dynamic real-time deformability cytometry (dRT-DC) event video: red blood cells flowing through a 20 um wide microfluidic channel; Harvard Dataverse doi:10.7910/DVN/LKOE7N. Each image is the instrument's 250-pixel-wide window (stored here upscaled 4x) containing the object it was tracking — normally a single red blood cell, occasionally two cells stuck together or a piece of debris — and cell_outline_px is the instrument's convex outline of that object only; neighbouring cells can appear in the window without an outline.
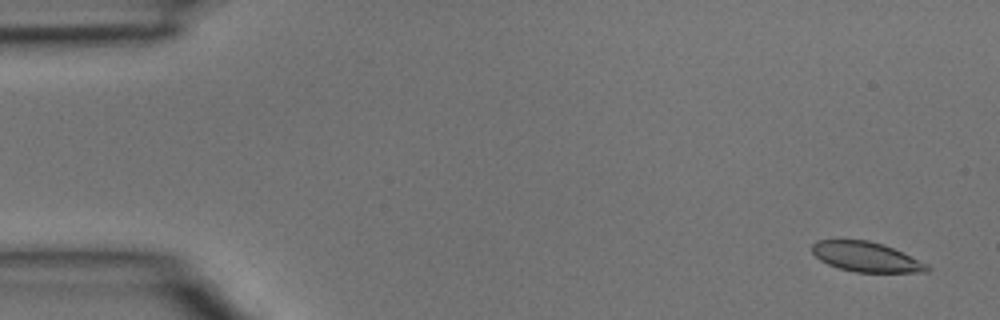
{"species": "common noctule bat (a hibernating species)", "species_latin": "Nyctalus noctula", "temperature_condition": "room temperature", "stored_images_in_passage": 3, "camera_frame_rate_fps": 3000, "um_per_image_px": 0.085, "animal": {"sex": "male", "body_mass_g": 15.6}, "frame": {"image": 1, "passage_image": 1, "time_ms": 0.0, "image_size_px": [1000, 320], "cell_outline_px": [[932, 268], [928, 272], [856, 272], [840, 268], [828, 264], [820, 260], [812, 252], [812, 244], [816, 240], [868, 240], [884, 244], [928, 264]], "centroid_in_image_um": [73.64, 21.83], "position_along_channel_um": 11.4, "area_um2": 19.94}}